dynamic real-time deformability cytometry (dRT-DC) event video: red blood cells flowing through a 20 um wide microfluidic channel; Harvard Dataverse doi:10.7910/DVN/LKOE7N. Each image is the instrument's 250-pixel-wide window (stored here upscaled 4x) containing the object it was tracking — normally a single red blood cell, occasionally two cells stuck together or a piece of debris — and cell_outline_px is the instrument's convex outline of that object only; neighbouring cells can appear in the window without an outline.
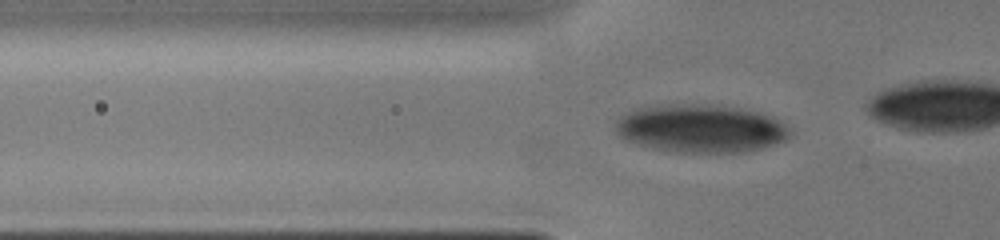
{"species": "human", "species_latin": "Homo sapiens", "temperature_condition": "cold", "stored_images_in_passage": 16, "camera_frame_rate_fps": 3000, "um_per_image_px": 0.085, "donor": {"sex": "male"}, "frame": {"image": 1, "passage_image": 4, "time_ms": 1.333, "image_size_px": [1000, 240], "cell_outline_px": [[792, 136], [788, 140], [764, 148], [744, 152], [672, 152], [624, 140], [616, 132], [616, 120], [620, 116], [632, 108], [656, 104], [712, 104], [740, 108], [760, 112], [784, 120], [792, 128]], "centroid_in_image_um": [59.63, 10.9], "position_along_channel_um": 66.2, "area_um2": 50.0}}
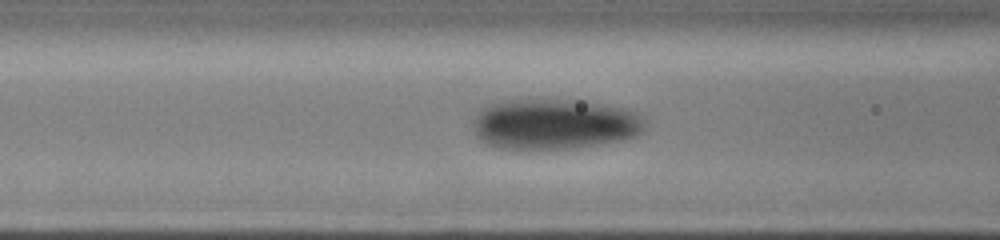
{"frame": {"image": 2, "passage_image": 7, "time_ms": 2.667, "image_size_px": [1000, 240], "cell_outline_px": [[644, 132], [620, 140], [576, 148], [496, 148], [480, 140], [476, 136], [472, 124], [472, 120], [480, 108], [488, 104], [504, 100], [536, 96], [540, 96], [584, 100], [628, 108], [636, 112], [644, 120]], "centroid_in_image_um": [47.07, 10.48], "position_along_channel_um": 119.5, "area_um2": 52.08}}
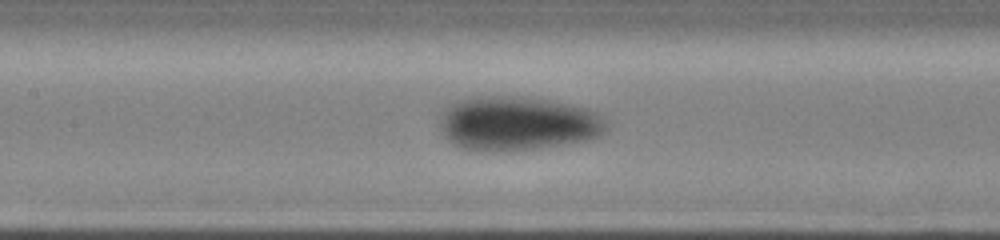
{"frame": {"image": 3, "passage_image": 12, "time_ms": 3.667, "image_size_px": [1000, 240], "cell_outline_px": [[608, 128], [604, 132], [596, 136], [584, 140], [564, 144], [512, 152], [484, 152], [464, 148], [452, 144], [444, 136], [440, 128], [440, 120], [444, 108], [448, 104], [472, 96], [520, 96], [548, 100], [588, 108], [596, 112], [608, 124]], "centroid_in_image_um": [43.94, 10.5], "position_along_channel_um": 163.5, "area_um2": 53.12}}